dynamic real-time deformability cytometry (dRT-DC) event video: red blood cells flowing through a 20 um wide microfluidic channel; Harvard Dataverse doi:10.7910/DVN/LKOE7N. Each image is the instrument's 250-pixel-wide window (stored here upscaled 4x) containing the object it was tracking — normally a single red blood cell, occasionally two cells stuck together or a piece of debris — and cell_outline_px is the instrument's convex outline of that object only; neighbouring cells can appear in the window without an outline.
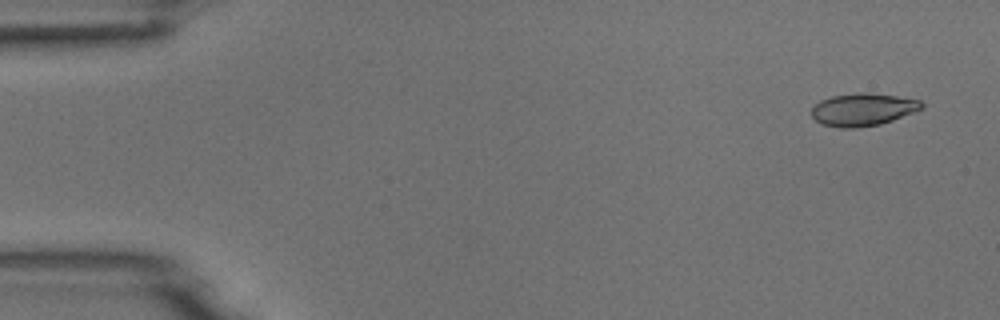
{"species": "common noctule bat (a hibernating species)", "species_latin": "Nyctalus noctula", "temperature_condition": "room temperature", "stored_images_in_passage": 4, "camera_frame_rate_fps": 3000, "um_per_image_px": 0.085, "animal": {"sex": "male", "body_mass_g": 18.8}, "frame": {"image": 1, "passage_image": 1, "time_ms": 0.0, "image_size_px": [1000, 320], "cell_outline_px": [[924, 108], [892, 120], [880, 124], [856, 128], [840, 128], [820, 124], [812, 116], [812, 108], [820, 100], [832, 96], [860, 92], [868, 92], [896, 96], [920, 100], [924, 104]], "centroid_in_image_um": [73.34, 9.31], "position_along_channel_um": 11.7, "area_um2": 20.92}}
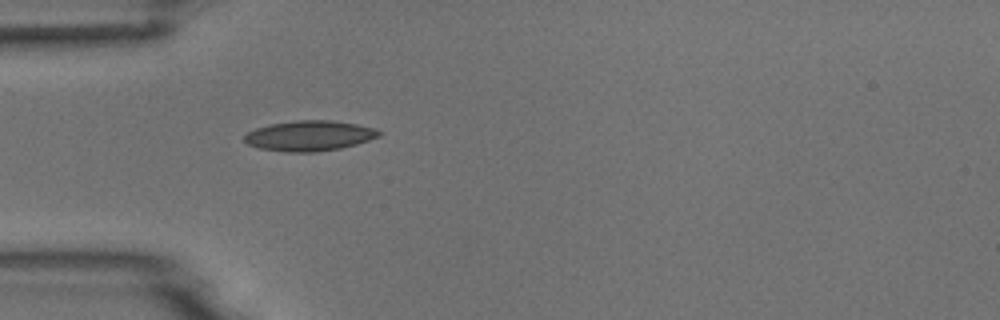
{"frame": {"image": 2, "passage_image": 4, "time_ms": 1.0, "image_size_px": [1000, 320], "cell_outline_px": [[380, 136], [356, 144], [340, 148], [316, 152], [284, 152], [260, 148], [248, 144], [244, 140], [244, 136], [248, 132], [256, 128], [272, 124], [296, 120], [332, 120], [356, 124], [376, 128], [380, 132]], "centroid_in_image_um": [26.31, 11.54], "position_along_channel_um": 58.7, "area_um2": 23.64}}